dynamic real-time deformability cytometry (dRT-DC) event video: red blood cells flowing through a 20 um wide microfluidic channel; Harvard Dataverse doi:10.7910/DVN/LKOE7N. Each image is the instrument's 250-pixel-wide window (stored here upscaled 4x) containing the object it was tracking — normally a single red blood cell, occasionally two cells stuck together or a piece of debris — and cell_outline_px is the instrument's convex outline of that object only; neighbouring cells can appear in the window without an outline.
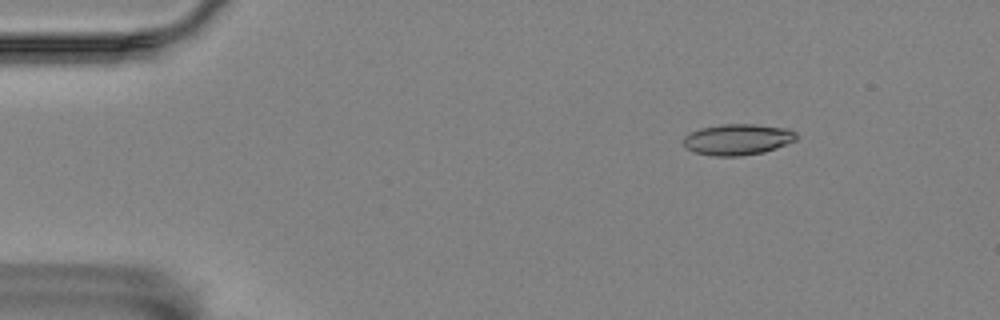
{"species": "Egyptian fruit bat (a non-hibernating species)", "species_latin": "Rousettus aegyptiacus", "temperature_condition": "room temperature", "stored_images_in_passage": 5, "camera_frame_rate_fps": 3000, "um_per_image_px": 0.085, "animal": {"sex": "female"}, "frame": {"image": 1, "passage_image": 3, "time_ms": 2.333, "image_size_px": [1000, 320], "cell_outline_px": [[796, 140], [776, 148], [764, 152], [740, 156], [712, 156], [696, 152], [688, 148], [684, 144], [684, 136], [700, 128], [724, 124], [756, 124], [788, 128], [796, 132]], "centroid_in_image_um": [62.73, 11.85], "position_along_channel_um": 22.3, "area_um2": 20.35}}